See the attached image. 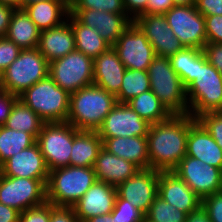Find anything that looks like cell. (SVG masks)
<instances>
[{
    "label": "cell",
    "instance_id": "obj_1",
    "mask_svg": "<svg viewBox=\"0 0 222 222\" xmlns=\"http://www.w3.org/2000/svg\"><path fill=\"white\" fill-rule=\"evenodd\" d=\"M191 115H172L169 119L150 124L147 147L150 168L173 171L186 156L190 126L196 121Z\"/></svg>",
    "mask_w": 222,
    "mask_h": 222
},
{
    "label": "cell",
    "instance_id": "obj_2",
    "mask_svg": "<svg viewBox=\"0 0 222 222\" xmlns=\"http://www.w3.org/2000/svg\"><path fill=\"white\" fill-rule=\"evenodd\" d=\"M116 104V96L103 88L94 84L83 87L70 94V109L66 122L78 130L97 131Z\"/></svg>",
    "mask_w": 222,
    "mask_h": 222
},
{
    "label": "cell",
    "instance_id": "obj_3",
    "mask_svg": "<svg viewBox=\"0 0 222 222\" xmlns=\"http://www.w3.org/2000/svg\"><path fill=\"white\" fill-rule=\"evenodd\" d=\"M189 115L222 112V74L211 65L201 50L197 54L195 80L186 88Z\"/></svg>",
    "mask_w": 222,
    "mask_h": 222
},
{
    "label": "cell",
    "instance_id": "obj_4",
    "mask_svg": "<svg viewBox=\"0 0 222 222\" xmlns=\"http://www.w3.org/2000/svg\"><path fill=\"white\" fill-rule=\"evenodd\" d=\"M96 180L94 167L67 166L49 171L47 202L72 207Z\"/></svg>",
    "mask_w": 222,
    "mask_h": 222
},
{
    "label": "cell",
    "instance_id": "obj_5",
    "mask_svg": "<svg viewBox=\"0 0 222 222\" xmlns=\"http://www.w3.org/2000/svg\"><path fill=\"white\" fill-rule=\"evenodd\" d=\"M150 90L159 98L161 103L172 115H187L186 87L175 73L169 57L155 56L149 65Z\"/></svg>",
    "mask_w": 222,
    "mask_h": 222
},
{
    "label": "cell",
    "instance_id": "obj_6",
    "mask_svg": "<svg viewBox=\"0 0 222 222\" xmlns=\"http://www.w3.org/2000/svg\"><path fill=\"white\" fill-rule=\"evenodd\" d=\"M18 98L45 123L66 122L70 109V94L48 75L29 87Z\"/></svg>",
    "mask_w": 222,
    "mask_h": 222
},
{
    "label": "cell",
    "instance_id": "obj_7",
    "mask_svg": "<svg viewBox=\"0 0 222 222\" xmlns=\"http://www.w3.org/2000/svg\"><path fill=\"white\" fill-rule=\"evenodd\" d=\"M49 75V62L38 48L22 49L19 56L2 73V88L19 96Z\"/></svg>",
    "mask_w": 222,
    "mask_h": 222
},
{
    "label": "cell",
    "instance_id": "obj_8",
    "mask_svg": "<svg viewBox=\"0 0 222 222\" xmlns=\"http://www.w3.org/2000/svg\"><path fill=\"white\" fill-rule=\"evenodd\" d=\"M73 138L74 126L68 122L43 124L36 142L49 171L70 166Z\"/></svg>",
    "mask_w": 222,
    "mask_h": 222
},
{
    "label": "cell",
    "instance_id": "obj_9",
    "mask_svg": "<svg viewBox=\"0 0 222 222\" xmlns=\"http://www.w3.org/2000/svg\"><path fill=\"white\" fill-rule=\"evenodd\" d=\"M49 76L69 94L93 85V59L80 51L49 63Z\"/></svg>",
    "mask_w": 222,
    "mask_h": 222
},
{
    "label": "cell",
    "instance_id": "obj_10",
    "mask_svg": "<svg viewBox=\"0 0 222 222\" xmlns=\"http://www.w3.org/2000/svg\"><path fill=\"white\" fill-rule=\"evenodd\" d=\"M46 202V183L41 179L10 177L0 173V203L21 213Z\"/></svg>",
    "mask_w": 222,
    "mask_h": 222
},
{
    "label": "cell",
    "instance_id": "obj_11",
    "mask_svg": "<svg viewBox=\"0 0 222 222\" xmlns=\"http://www.w3.org/2000/svg\"><path fill=\"white\" fill-rule=\"evenodd\" d=\"M164 15L174 35L185 48L203 49L207 44L205 19L195 5H174Z\"/></svg>",
    "mask_w": 222,
    "mask_h": 222
},
{
    "label": "cell",
    "instance_id": "obj_12",
    "mask_svg": "<svg viewBox=\"0 0 222 222\" xmlns=\"http://www.w3.org/2000/svg\"><path fill=\"white\" fill-rule=\"evenodd\" d=\"M201 199L222 191V170L184 156L173 170Z\"/></svg>",
    "mask_w": 222,
    "mask_h": 222
},
{
    "label": "cell",
    "instance_id": "obj_13",
    "mask_svg": "<svg viewBox=\"0 0 222 222\" xmlns=\"http://www.w3.org/2000/svg\"><path fill=\"white\" fill-rule=\"evenodd\" d=\"M112 47L126 69L147 71L156 56L153 46L134 22Z\"/></svg>",
    "mask_w": 222,
    "mask_h": 222
},
{
    "label": "cell",
    "instance_id": "obj_14",
    "mask_svg": "<svg viewBox=\"0 0 222 222\" xmlns=\"http://www.w3.org/2000/svg\"><path fill=\"white\" fill-rule=\"evenodd\" d=\"M133 22L145 34L157 56L170 57L185 48L169 27L164 14L145 13Z\"/></svg>",
    "mask_w": 222,
    "mask_h": 222
},
{
    "label": "cell",
    "instance_id": "obj_15",
    "mask_svg": "<svg viewBox=\"0 0 222 222\" xmlns=\"http://www.w3.org/2000/svg\"><path fill=\"white\" fill-rule=\"evenodd\" d=\"M149 127L127 103H117L97 132L100 138L147 136Z\"/></svg>",
    "mask_w": 222,
    "mask_h": 222
},
{
    "label": "cell",
    "instance_id": "obj_16",
    "mask_svg": "<svg viewBox=\"0 0 222 222\" xmlns=\"http://www.w3.org/2000/svg\"><path fill=\"white\" fill-rule=\"evenodd\" d=\"M159 171L150 169H139L132 177L120 184L117 194L138 208L144 214L158 195Z\"/></svg>",
    "mask_w": 222,
    "mask_h": 222
},
{
    "label": "cell",
    "instance_id": "obj_17",
    "mask_svg": "<svg viewBox=\"0 0 222 222\" xmlns=\"http://www.w3.org/2000/svg\"><path fill=\"white\" fill-rule=\"evenodd\" d=\"M80 23L95 28L110 46H113L121 34L132 24L127 14H115L92 9H70Z\"/></svg>",
    "mask_w": 222,
    "mask_h": 222
},
{
    "label": "cell",
    "instance_id": "obj_18",
    "mask_svg": "<svg viewBox=\"0 0 222 222\" xmlns=\"http://www.w3.org/2000/svg\"><path fill=\"white\" fill-rule=\"evenodd\" d=\"M158 195L187 215L202 205V199L173 171H159Z\"/></svg>",
    "mask_w": 222,
    "mask_h": 222
},
{
    "label": "cell",
    "instance_id": "obj_19",
    "mask_svg": "<svg viewBox=\"0 0 222 222\" xmlns=\"http://www.w3.org/2000/svg\"><path fill=\"white\" fill-rule=\"evenodd\" d=\"M0 170L5 176L41 179L46 184L49 178V170L37 142L7 159Z\"/></svg>",
    "mask_w": 222,
    "mask_h": 222
},
{
    "label": "cell",
    "instance_id": "obj_20",
    "mask_svg": "<svg viewBox=\"0 0 222 222\" xmlns=\"http://www.w3.org/2000/svg\"><path fill=\"white\" fill-rule=\"evenodd\" d=\"M117 189L111 184L96 180L87 192L72 206L80 221L109 214L113 211Z\"/></svg>",
    "mask_w": 222,
    "mask_h": 222
},
{
    "label": "cell",
    "instance_id": "obj_21",
    "mask_svg": "<svg viewBox=\"0 0 222 222\" xmlns=\"http://www.w3.org/2000/svg\"><path fill=\"white\" fill-rule=\"evenodd\" d=\"M125 66L111 46L93 60V84L117 95L122 85Z\"/></svg>",
    "mask_w": 222,
    "mask_h": 222
},
{
    "label": "cell",
    "instance_id": "obj_22",
    "mask_svg": "<svg viewBox=\"0 0 222 222\" xmlns=\"http://www.w3.org/2000/svg\"><path fill=\"white\" fill-rule=\"evenodd\" d=\"M186 155L222 170V148L198 120L189 128Z\"/></svg>",
    "mask_w": 222,
    "mask_h": 222
},
{
    "label": "cell",
    "instance_id": "obj_23",
    "mask_svg": "<svg viewBox=\"0 0 222 222\" xmlns=\"http://www.w3.org/2000/svg\"><path fill=\"white\" fill-rule=\"evenodd\" d=\"M37 48L49 63L75 51V37L69 21L41 31Z\"/></svg>",
    "mask_w": 222,
    "mask_h": 222
},
{
    "label": "cell",
    "instance_id": "obj_24",
    "mask_svg": "<svg viewBox=\"0 0 222 222\" xmlns=\"http://www.w3.org/2000/svg\"><path fill=\"white\" fill-rule=\"evenodd\" d=\"M138 170L132 162L111 154L104 148L99 151L94 164L96 179L114 187H118Z\"/></svg>",
    "mask_w": 222,
    "mask_h": 222
},
{
    "label": "cell",
    "instance_id": "obj_25",
    "mask_svg": "<svg viewBox=\"0 0 222 222\" xmlns=\"http://www.w3.org/2000/svg\"><path fill=\"white\" fill-rule=\"evenodd\" d=\"M101 139L103 148L109 153L132 162L139 169H150L146 136Z\"/></svg>",
    "mask_w": 222,
    "mask_h": 222
},
{
    "label": "cell",
    "instance_id": "obj_26",
    "mask_svg": "<svg viewBox=\"0 0 222 222\" xmlns=\"http://www.w3.org/2000/svg\"><path fill=\"white\" fill-rule=\"evenodd\" d=\"M23 9L40 31L62 24L70 13L69 0L39 1Z\"/></svg>",
    "mask_w": 222,
    "mask_h": 222
},
{
    "label": "cell",
    "instance_id": "obj_27",
    "mask_svg": "<svg viewBox=\"0 0 222 222\" xmlns=\"http://www.w3.org/2000/svg\"><path fill=\"white\" fill-rule=\"evenodd\" d=\"M103 141L97 131L78 130L74 127L70 166L94 167Z\"/></svg>",
    "mask_w": 222,
    "mask_h": 222
},
{
    "label": "cell",
    "instance_id": "obj_28",
    "mask_svg": "<svg viewBox=\"0 0 222 222\" xmlns=\"http://www.w3.org/2000/svg\"><path fill=\"white\" fill-rule=\"evenodd\" d=\"M40 30L24 9H15L5 37L21 49L38 47Z\"/></svg>",
    "mask_w": 222,
    "mask_h": 222
},
{
    "label": "cell",
    "instance_id": "obj_29",
    "mask_svg": "<svg viewBox=\"0 0 222 222\" xmlns=\"http://www.w3.org/2000/svg\"><path fill=\"white\" fill-rule=\"evenodd\" d=\"M67 20L71 25L74 37L76 50L93 60L101 55L111 46L103 40L99 32L95 28L88 27L80 23L73 15L69 13Z\"/></svg>",
    "mask_w": 222,
    "mask_h": 222
},
{
    "label": "cell",
    "instance_id": "obj_30",
    "mask_svg": "<svg viewBox=\"0 0 222 222\" xmlns=\"http://www.w3.org/2000/svg\"><path fill=\"white\" fill-rule=\"evenodd\" d=\"M127 104L149 124L163 122L172 116L151 90L132 98Z\"/></svg>",
    "mask_w": 222,
    "mask_h": 222
},
{
    "label": "cell",
    "instance_id": "obj_31",
    "mask_svg": "<svg viewBox=\"0 0 222 222\" xmlns=\"http://www.w3.org/2000/svg\"><path fill=\"white\" fill-rule=\"evenodd\" d=\"M44 123L37 113L18 99L4 126L30 133L36 139Z\"/></svg>",
    "mask_w": 222,
    "mask_h": 222
},
{
    "label": "cell",
    "instance_id": "obj_32",
    "mask_svg": "<svg viewBox=\"0 0 222 222\" xmlns=\"http://www.w3.org/2000/svg\"><path fill=\"white\" fill-rule=\"evenodd\" d=\"M36 139L27 132L0 126V166L10 157L30 147Z\"/></svg>",
    "mask_w": 222,
    "mask_h": 222
},
{
    "label": "cell",
    "instance_id": "obj_33",
    "mask_svg": "<svg viewBox=\"0 0 222 222\" xmlns=\"http://www.w3.org/2000/svg\"><path fill=\"white\" fill-rule=\"evenodd\" d=\"M148 90H150V81L147 71L126 69L120 91L116 95L117 103H127Z\"/></svg>",
    "mask_w": 222,
    "mask_h": 222
},
{
    "label": "cell",
    "instance_id": "obj_34",
    "mask_svg": "<svg viewBox=\"0 0 222 222\" xmlns=\"http://www.w3.org/2000/svg\"><path fill=\"white\" fill-rule=\"evenodd\" d=\"M202 49L184 48L169 57L173 70L187 88L194 80L197 72V54Z\"/></svg>",
    "mask_w": 222,
    "mask_h": 222
},
{
    "label": "cell",
    "instance_id": "obj_35",
    "mask_svg": "<svg viewBox=\"0 0 222 222\" xmlns=\"http://www.w3.org/2000/svg\"><path fill=\"white\" fill-rule=\"evenodd\" d=\"M145 218L150 222H186L187 214L157 195Z\"/></svg>",
    "mask_w": 222,
    "mask_h": 222
},
{
    "label": "cell",
    "instance_id": "obj_36",
    "mask_svg": "<svg viewBox=\"0 0 222 222\" xmlns=\"http://www.w3.org/2000/svg\"><path fill=\"white\" fill-rule=\"evenodd\" d=\"M70 9H92L127 14L123 0H69Z\"/></svg>",
    "mask_w": 222,
    "mask_h": 222
},
{
    "label": "cell",
    "instance_id": "obj_37",
    "mask_svg": "<svg viewBox=\"0 0 222 222\" xmlns=\"http://www.w3.org/2000/svg\"><path fill=\"white\" fill-rule=\"evenodd\" d=\"M111 215L116 222H144L145 214L118 194Z\"/></svg>",
    "mask_w": 222,
    "mask_h": 222
},
{
    "label": "cell",
    "instance_id": "obj_38",
    "mask_svg": "<svg viewBox=\"0 0 222 222\" xmlns=\"http://www.w3.org/2000/svg\"><path fill=\"white\" fill-rule=\"evenodd\" d=\"M197 120L222 148V112L205 113L199 116Z\"/></svg>",
    "mask_w": 222,
    "mask_h": 222
},
{
    "label": "cell",
    "instance_id": "obj_39",
    "mask_svg": "<svg viewBox=\"0 0 222 222\" xmlns=\"http://www.w3.org/2000/svg\"><path fill=\"white\" fill-rule=\"evenodd\" d=\"M21 48L6 37H0V71L7 67L19 56Z\"/></svg>",
    "mask_w": 222,
    "mask_h": 222
},
{
    "label": "cell",
    "instance_id": "obj_40",
    "mask_svg": "<svg viewBox=\"0 0 222 222\" xmlns=\"http://www.w3.org/2000/svg\"><path fill=\"white\" fill-rule=\"evenodd\" d=\"M201 207L207 212L211 222H222V191L204 197Z\"/></svg>",
    "mask_w": 222,
    "mask_h": 222
},
{
    "label": "cell",
    "instance_id": "obj_41",
    "mask_svg": "<svg viewBox=\"0 0 222 222\" xmlns=\"http://www.w3.org/2000/svg\"><path fill=\"white\" fill-rule=\"evenodd\" d=\"M50 203L46 202L40 206L28 208L19 214L18 222H49Z\"/></svg>",
    "mask_w": 222,
    "mask_h": 222
},
{
    "label": "cell",
    "instance_id": "obj_42",
    "mask_svg": "<svg viewBox=\"0 0 222 222\" xmlns=\"http://www.w3.org/2000/svg\"><path fill=\"white\" fill-rule=\"evenodd\" d=\"M207 43L222 44V15L204 16Z\"/></svg>",
    "mask_w": 222,
    "mask_h": 222
},
{
    "label": "cell",
    "instance_id": "obj_43",
    "mask_svg": "<svg viewBox=\"0 0 222 222\" xmlns=\"http://www.w3.org/2000/svg\"><path fill=\"white\" fill-rule=\"evenodd\" d=\"M49 222H80L75 215L73 207L54 206L50 203Z\"/></svg>",
    "mask_w": 222,
    "mask_h": 222
},
{
    "label": "cell",
    "instance_id": "obj_44",
    "mask_svg": "<svg viewBox=\"0 0 222 222\" xmlns=\"http://www.w3.org/2000/svg\"><path fill=\"white\" fill-rule=\"evenodd\" d=\"M18 99V96L9 93L4 88L0 89V126H3L6 123L14 103Z\"/></svg>",
    "mask_w": 222,
    "mask_h": 222
},
{
    "label": "cell",
    "instance_id": "obj_45",
    "mask_svg": "<svg viewBox=\"0 0 222 222\" xmlns=\"http://www.w3.org/2000/svg\"><path fill=\"white\" fill-rule=\"evenodd\" d=\"M202 50L207 61L222 74V44L207 43Z\"/></svg>",
    "mask_w": 222,
    "mask_h": 222
},
{
    "label": "cell",
    "instance_id": "obj_46",
    "mask_svg": "<svg viewBox=\"0 0 222 222\" xmlns=\"http://www.w3.org/2000/svg\"><path fill=\"white\" fill-rule=\"evenodd\" d=\"M195 8L203 16L222 15V0H195Z\"/></svg>",
    "mask_w": 222,
    "mask_h": 222
},
{
    "label": "cell",
    "instance_id": "obj_47",
    "mask_svg": "<svg viewBox=\"0 0 222 222\" xmlns=\"http://www.w3.org/2000/svg\"><path fill=\"white\" fill-rule=\"evenodd\" d=\"M149 0H123L127 15L134 21L148 11Z\"/></svg>",
    "mask_w": 222,
    "mask_h": 222
},
{
    "label": "cell",
    "instance_id": "obj_48",
    "mask_svg": "<svg viewBox=\"0 0 222 222\" xmlns=\"http://www.w3.org/2000/svg\"><path fill=\"white\" fill-rule=\"evenodd\" d=\"M15 8L0 3V37H5Z\"/></svg>",
    "mask_w": 222,
    "mask_h": 222
},
{
    "label": "cell",
    "instance_id": "obj_49",
    "mask_svg": "<svg viewBox=\"0 0 222 222\" xmlns=\"http://www.w3.org/2000/svg\"><path fill=\"white\" fill-rule=\"evenodd\" d=\"M173 6V0H149L146 13L165 14Z\"/></svg>",
    "mask_w": 222,
    "mask_h": 222
},
{
    "label": "cell",
    "instance_id": "obj_50",
    "mask_svg": "<svg viewBox=\"0 0 222 222\" xmlns=\"http://www.w3.org/2000/svg\"><path fill=\"white\" fill-rule=\"evenodd\" d=\"M20 212L0 203V222H18Z\"/></svg>",
    "mask_w": 222,
    "mask_h": 222
},
{
    "label": "cell",
    "instance_id": "obj_51",
    "mask_svg": "<svg viewBox=\"0 0 222 222\" xmlns=\"http://www.w3.org/2000/svg\"><path fill=\"white\" fill-rule=\"evenodd\" d=\"M186 222H211L207 212L200 207L197 211L187 215Z\"/></svg>",
    "mask_w": 222,
    "mask_h": 222
},
{
    "label": "cell",
    "instance_id": "obj_52",
    "mask_svg": "<svg viewBox=\"0 0 222 222\" xmlns=\"http://www.w3.org/2000/svg\"><path fill=\"white\" fill-rule=\"evenodd\" d=\"M86 222H116V219L109 213L89 218Z\"/></svg>",
    "mask_w": 222,
    "mask_h": 222
},
{
    "label": "cell",
    "instance_id": "obj_53",
    "mask_svg": "<svg viewBox=\"0 0 222 222\" xmlns=\"http://www.w3.org/2000/svg\"><path fill=\"white\" fill-rule=\"evenodd\" d=\"M0 3L9 5L15 9H21V0H0Z\"/></svg>",
    "mask_w": 222,
    "mask_h": 222
},
{
    "label": "cell",
    "instance_id": "obj_54",
    "mask_svg": "<svg viewBox=\"0 0 222 222\" xmlns=\"http://www.w3.org/2000/svg\"><path fill=\"white\" fill-rule=\"evenodd\" d=\"M174 5H184V6H193L195 5V0H173Z\"/></svg>",
    "mask_w": 222,
    "mask_h": 222
},
{
    "label": "cell",
    "instance_id": "obj_55",
    "mask_svg": "<svg viewBox=\"0 0 222 222\" xmlns=\"http://www.w3.org/2000/svg\"><path fill=\"white\" fill-rule=\"evenodd\" d=\"M39 1H46V0H21V9H23L26 5L39 2Z\"/></svg>",
    "mask_w": 222,
    "mask_h": 222
},
{
    "label": "cell",
    "instance_id": "obj_56",
    "mask_svg": "<svg viewBox=\"0 0 222 222\" xmlns=\"http://www.w3.org/2000/svg\"><path fill=\"white\" fill-rule=\"evenodd\" d=\"M2 88V72L0 71V89Z\"/></svg>",
    "mask_w": 222,
    "mask_h": 222
}]
</instances>
